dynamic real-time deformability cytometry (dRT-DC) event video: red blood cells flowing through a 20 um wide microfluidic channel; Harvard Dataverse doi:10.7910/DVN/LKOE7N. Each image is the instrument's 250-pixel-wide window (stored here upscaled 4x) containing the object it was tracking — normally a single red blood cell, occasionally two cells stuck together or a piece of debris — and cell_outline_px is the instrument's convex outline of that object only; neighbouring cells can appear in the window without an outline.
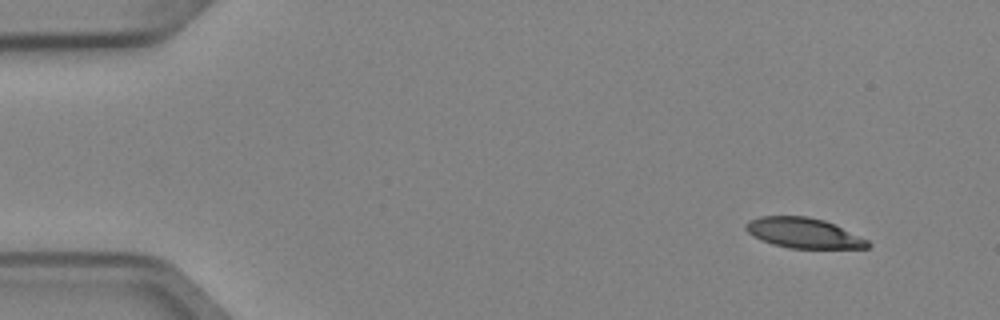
{"species": "Egyptian fruit bat (a non-hibernating species)", "species_latin": "Rousettus aegyptiacus", "temperature_condition": "cold", "stored_images_in_passage": 5, "camera_frame_rate_fps": 3000, "um_per_image_px": 0.085, "animal": {"sex": "female"}, "frame": {"image": 1, "passage_image": 1, "time_ms": 0.0, "image_size_px": [1000, 320], "cell_outline_px": [[872, 244], [868, 248], [788, 248], [772, 244], [748, 232], [744, 228], [744, 224], [748, 220], [760, 216], [808, 216], [824, 220], [836, 224], [868, 240]], "centroid_in_image_um": [68.32, 19.79], "position_along_channel_um": 16.7, "area_um2": 21.5}}
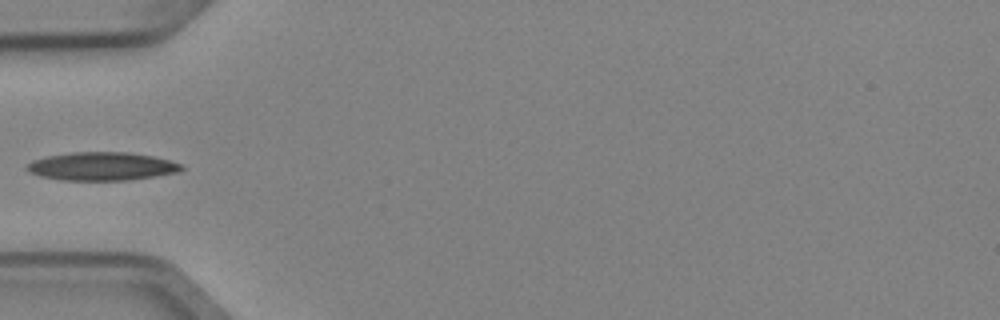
{"frame": {"image": 2, "passage_image": 4, "time_ms": 1.0, "image_size_px": [1000, 320], "cell_outline_px": [[184, 168], [180, 172], [156, 176], [128, 180], [60, 180], [40, 176], [28, 172], [24, 168], [32, 160], [48, 156], [72, 152], [128, 152], [152, 156], [184, 164]], "centroid_in_image_um": [8.66, 14.14], "position_along_channel_um": 76.3, "area_um2": 25.61}}
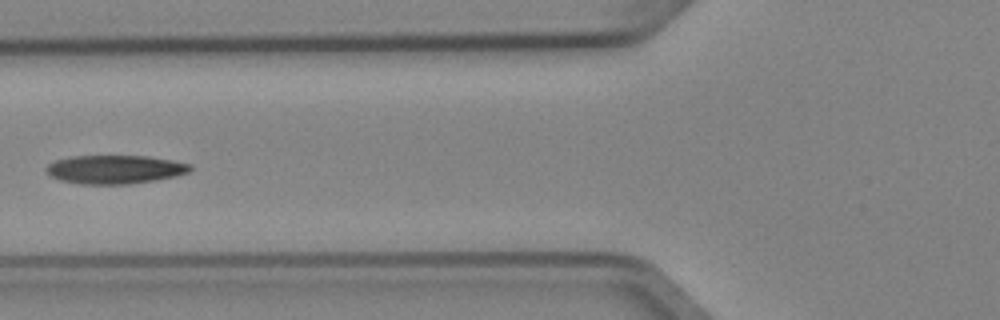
{"frame": {"image": 3, "passage_image": 5, "time_ms": 1.333, "image_size_px": [1000, 320], "cell_outline_px": [[192, 168], [188, 172], [176, 176], [156, 180], [128, 184], [80, 184], [60, 180], [52, 176], [44, 168], [48, 164], [56, 160], [72, 156], [148, 156], [172, 160], [192, 164]], "centroid_in_image_um": [9.78, 14.4], "position_along_channel_um": 116.0, "area_um2": 23.99}}